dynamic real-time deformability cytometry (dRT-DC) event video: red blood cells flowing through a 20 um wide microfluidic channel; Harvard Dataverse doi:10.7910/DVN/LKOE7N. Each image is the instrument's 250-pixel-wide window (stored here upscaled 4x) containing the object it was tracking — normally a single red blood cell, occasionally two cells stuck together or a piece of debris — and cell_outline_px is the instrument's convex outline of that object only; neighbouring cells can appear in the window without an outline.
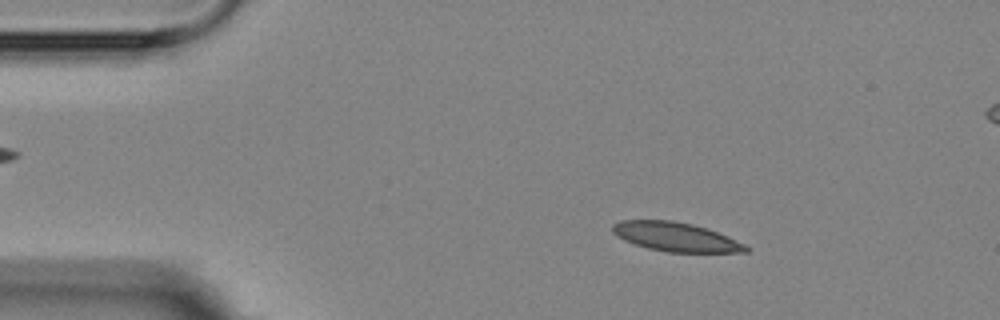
{"species": "Egyptian fruit bat (a non-hibernating species)", "species_latin": "Rousettus aegyptiacus", "temperature_condition": "room temperature", "stored_images_in_passage": 4, "camera_frame_rate_fps": 3000, "um_per_image_px": 0.085, "animal": {"sex": "female"}, "frame": {"image": 1, "passage_image": 2, "time_ms": 1.333, "image_size_px": [1000, 320], "cell_outline_px": [[752, 248], [748, 252], [668, 252], [648, 248], [624, 240], [616, 236], [612, 232], [612, 224], [620, 220], [672, 220], [692, 224], [708, 228], [728, 236]], "centroid_in_image_um": [57.45, 20.13], "position_along_channel_um": 27.6, "area_um2": 22.66}}
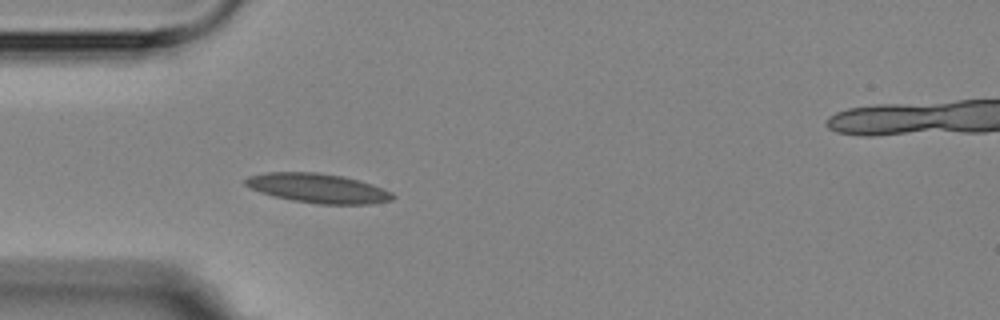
{"frame": {"image": 2, "passage_image": 4, "time_ms": 3.667, "image_size_px": [1000, 320], "cell_outline_px": [[396, 196], [392, 200], [368, 204], [316, 204], [292, 200], [272, 196], [260, 192], [244, 184], [244, 180], [248, 176], [268, 172], [316, 172], [344, 176], [360, 180], [384, 188], [392, 192]], "centroid_in_image_um": [27.05, 16.0], "position_along_channel_um": 58.0, "area_um2": 25.37}}